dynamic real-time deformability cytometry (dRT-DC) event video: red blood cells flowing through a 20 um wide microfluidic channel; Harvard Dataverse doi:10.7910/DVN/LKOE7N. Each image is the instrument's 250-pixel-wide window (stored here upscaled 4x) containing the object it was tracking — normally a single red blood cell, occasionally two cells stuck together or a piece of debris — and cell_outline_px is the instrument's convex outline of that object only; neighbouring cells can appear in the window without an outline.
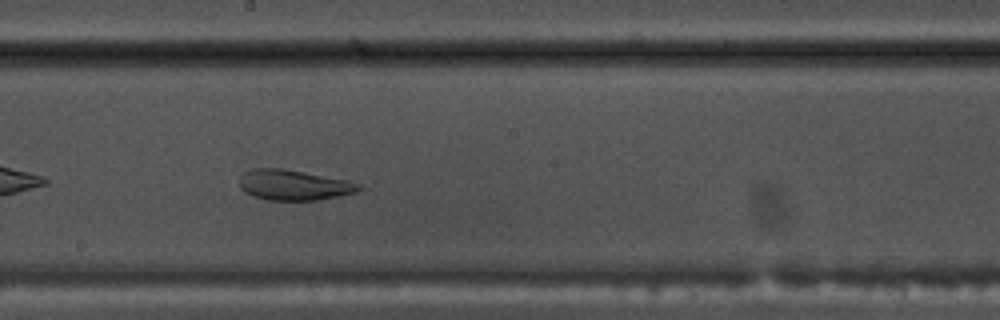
{"species": "common noctule bat (a hibernating species)", "species_latin": "Nyctalus noctula", "temperature_condition": "warm", "stored_images_in_passage": 43, "camera_frame_rate_fps": 3000, "um_per_image_px": 0.085, "animal": {"sex": "male", "body_mass_g": 17.5, "forearm_length_mm": 52.3}, "frame": {"image": 1, "passage_image": 19, "time_ms": 6.0, "image_size_px": [1000, 320], "cell_outline_px": [[360, 188], [356, 192], [340, 196], [316, 200], [268, 200], [252, 196], [244, 192], [240, 188], [240, 176], [244, 172], [252, 168], [280, 168], [304, 172], [348, 180], [360, 184]], "centroid_in_image_um": [24.93, 15.73], "position_along_channel_um": 223.3, "area_um2": 21.15}}
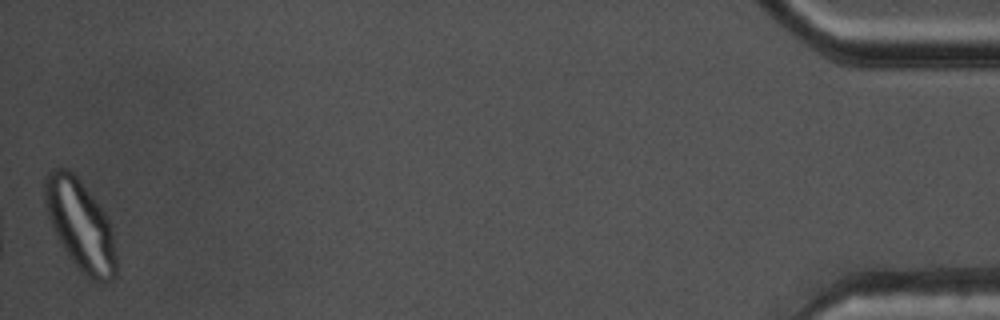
{"frame": {"image": 2, "passage_image": 43, "time_ms": 14.0, "image_size_px": [1000, 320], "cell_outline_px": [[116, 280], [92, 280], [80, 272], [68, 256], [60, 244], [56, 236], [48, 216], [44, 200], [44, 180], [48, 172], [56, 168], [68, 168], [76, 176], [92, 196], [104, 212], [112, 228], [116, 252]], "centroid_in_image_um": [6.82, 19.15], "position_along_channel_um": 428.4, "area_um2": 37.57}}